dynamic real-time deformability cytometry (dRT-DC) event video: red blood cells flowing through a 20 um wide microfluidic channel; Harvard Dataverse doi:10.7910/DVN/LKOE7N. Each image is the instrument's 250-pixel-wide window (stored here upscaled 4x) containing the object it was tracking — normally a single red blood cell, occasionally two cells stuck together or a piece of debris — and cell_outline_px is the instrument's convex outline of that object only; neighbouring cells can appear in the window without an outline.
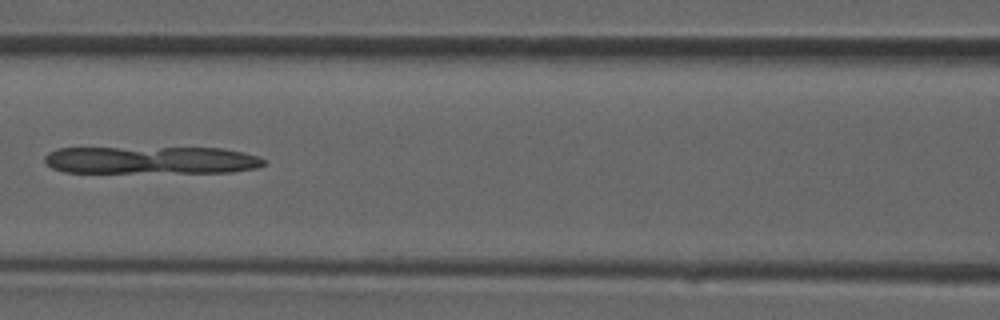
{"species": "common noctule bat (a hibernating species)", "species_latin": "Nyctalus noctula", "temperature_condition": "room temperature", "stored_images_in_passage": 38, "camera_frame_rate_fps": 3000, "um_per_image_px": 0.085, "animal": {"sex": "male", "forearm_length_mm": 52.5}, "frame": {"image": 1, "passage_image": 17, "time_ms": 5.333, "image_size_px": [1000, 320], "cell_outline_px": [[264, 164], [256, 168], [232, 172], [64, 172], [52, 168], [44, 160], [44, 156], [48, 152], [56, 148], [224, 148], [244, 152], [256, 156], [264, 160]], "centroid_in_image_um": [12.83, 13.61], "position_along_channel_um": 153.8, "area_um2": 35.14}}